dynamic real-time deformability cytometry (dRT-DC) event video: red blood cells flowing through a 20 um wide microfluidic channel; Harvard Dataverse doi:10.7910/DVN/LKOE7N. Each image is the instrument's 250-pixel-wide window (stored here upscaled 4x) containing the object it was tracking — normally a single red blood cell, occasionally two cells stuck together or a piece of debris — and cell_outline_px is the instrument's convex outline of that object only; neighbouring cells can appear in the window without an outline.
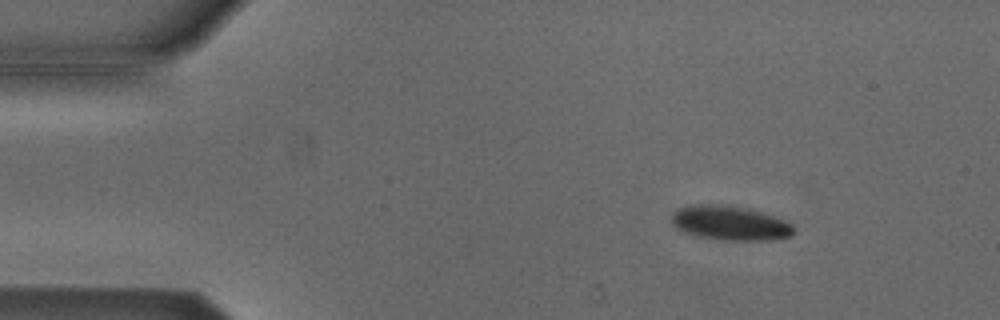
{"species": "Egyptian fruit bat (a non-hibernating species)", "species_latin": "Rousettus aegyptiacus", "temperature_condition": "cold", "stored_images_in_passage": 3, "camera_frame_rate_fps": 3000, "um_per_image_px": 0.085, "animal": {"sex": "male"}, "frame": {"image": 1, "passage_image": 1, "time_ms": 0.0, "image_size_px": [1000, 320], "cell_outline_px": [[796, 232], [792, 236], [772, 240], [724, 240], [696, 236], [676, 228], [672, 224], [672, 212], [680, 208], [692, 204], [728, 204], [748, 208], [788, 220], [796, 228]], "centroid_in_image_um": [62.11, 18.95], "position_along_channel_um": 22.9, "area_um2": 24.97}}